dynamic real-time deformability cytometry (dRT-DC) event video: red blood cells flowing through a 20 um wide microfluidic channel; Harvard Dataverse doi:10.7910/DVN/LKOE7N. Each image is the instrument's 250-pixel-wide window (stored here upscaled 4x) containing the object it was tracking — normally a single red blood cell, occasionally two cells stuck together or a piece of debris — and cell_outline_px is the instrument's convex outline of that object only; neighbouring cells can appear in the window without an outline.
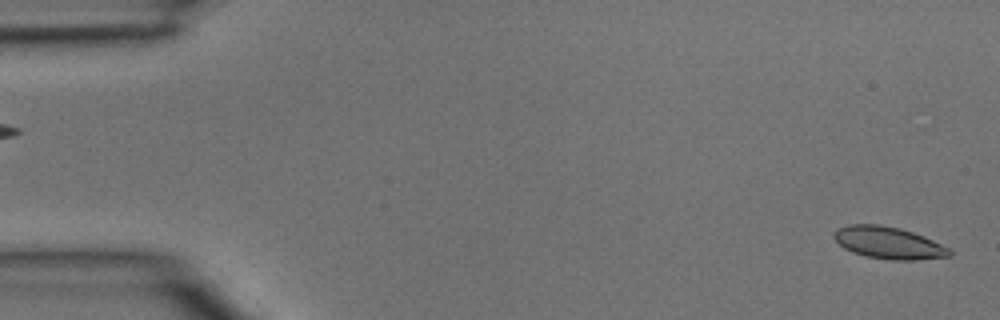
{"species": "common noctule bat (a hibernating species)", "species_latin": "Nyctalus noctula", "temperature_condition": "room temperature", "stored_images_in_passage": 3, "camera_frame_rate_fps": 3000, "um_per_image_px": 0.085, "animal": {"sex": "male", "body_mass_g": 15.6}, "frame": {"image": 1, "passage_image": 3, "time_ms": 0.667, "image_size_px": [1000, 320], "cell_outline_px": [[952, 256], [916, 260], [892, 260], [864, 256], [852, 252], [844, 248], [832, 236], [832, 232], [836, 228], [848, 224], [880, 224], [900, 228], [924, 236], [948, 248], [952, 252]], "centroid_in_image_um": [75.49, 20.63], "position_along_channel_um": 9.5, "area_um2": 21.73}}